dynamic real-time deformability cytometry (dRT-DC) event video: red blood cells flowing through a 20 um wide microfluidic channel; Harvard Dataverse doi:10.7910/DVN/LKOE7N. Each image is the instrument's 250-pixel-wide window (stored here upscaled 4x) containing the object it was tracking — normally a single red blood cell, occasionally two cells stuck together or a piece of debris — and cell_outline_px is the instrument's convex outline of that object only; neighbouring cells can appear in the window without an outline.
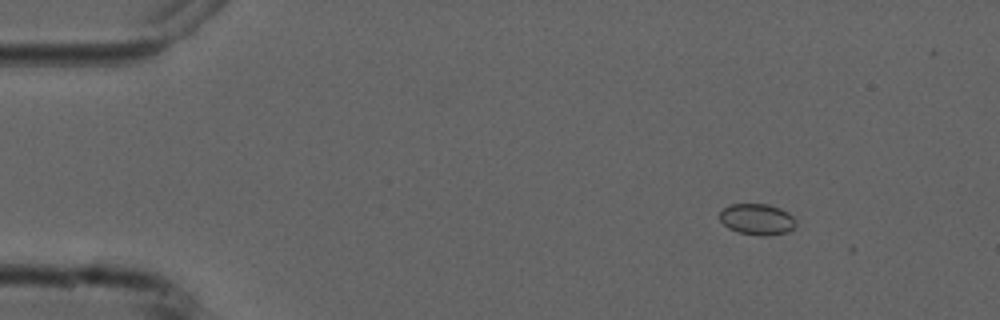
{"species": "common noctule bat (a hibernating species)", "species_latin": "Nyctalus noctula", "temperature_condition": "cold", "stored_images_in_passage": 8, "camera_frame_rate_fps": 3000, "um_per_image_px": 0.085, "animal": {"sex": "male", "forearm_length_mm": 52.5}, "frame": {"image": 1, "passage_image": 2, "time_ms": 1.0, "image_size_px": [1000, 320], "cell_outline_px": [[796, 224], [788, 232], [764, 236], [740, 232], [728, 228], [720, 220], [720, 212], [724, 208], [732, 204], [768, 204], [780, 208], [788, 212], [796, 220]], "centroid_in_image_um": [64.37, 18.63], "position_along_channel_um": 20.6, "area_um2": 13.7}}
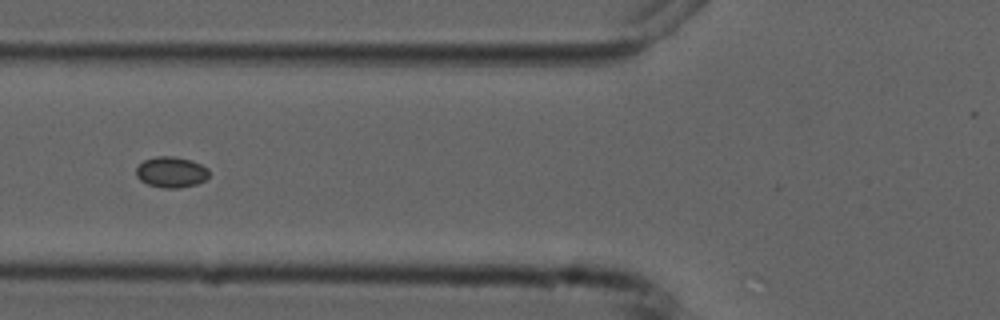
{"frame": {"image": 2, "passage_image": 6, "time_ms": 5.667, "image_size_px": [1000, 320], "cell_outline_px": [[208, 176], [204, 180], [196, 184], [180, 188], [164, 188], [148, 184], [140, 180], [136, 176], [136, 168], [144, 160], [156, 156], [172, 156], [192, 160], [208, 168]], "centroid_in_image_um": [14.54, 14.63], "position_along_channel_um": 111.3, "area_um2": 13.06}}
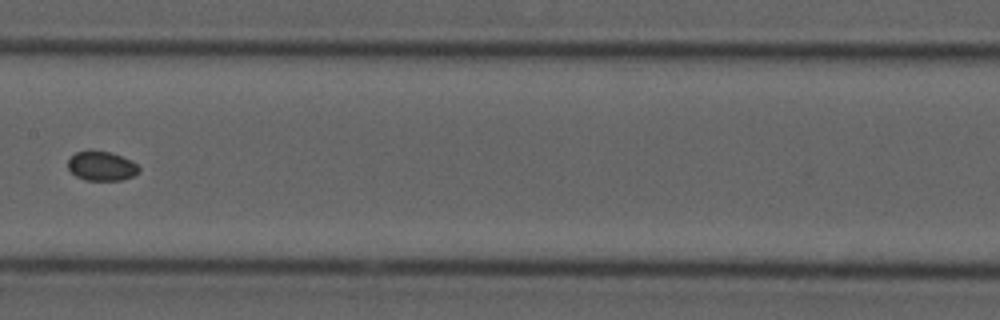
{"frame": {"image": 3, "passage_image": 8, "time_ms": 8.0, "image_size_px": [1000, 320], "cell_outline_px": [[140, 172], [124, 180], [84, 180], [76, 176], [68, 168], [68, 160], [76, 152], [88, 148], [92, 148], [112, 152], [132, 160], [140, 168]], "centroid_in_image_um": [8.64, 14.07], "position_along_channel_um": 198.8, "area_um2": 12.6}}